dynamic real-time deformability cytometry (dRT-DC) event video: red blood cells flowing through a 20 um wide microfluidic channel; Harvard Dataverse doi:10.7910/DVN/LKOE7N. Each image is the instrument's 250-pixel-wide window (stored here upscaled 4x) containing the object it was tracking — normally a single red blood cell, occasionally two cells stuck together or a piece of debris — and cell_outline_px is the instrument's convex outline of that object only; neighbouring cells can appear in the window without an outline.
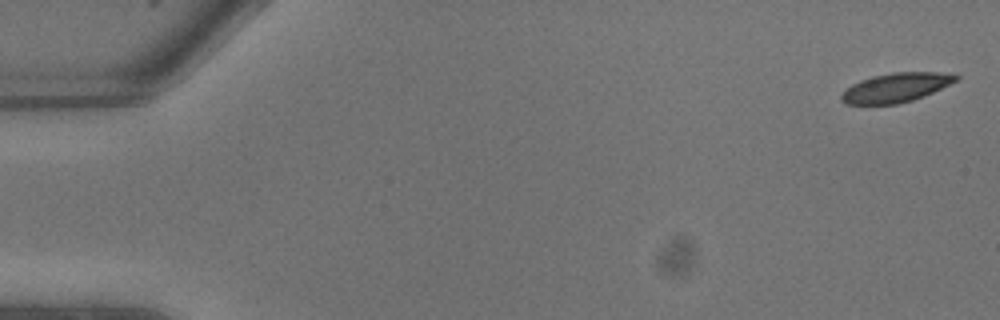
{"species": "common noctule bat (a hibernating species)", "species_latin": "Nyctalus noctula", "temperature_condition": "warm", "stored_images_in_passage": 9, "camera_frame_rate_fps": 3000, "um_per_image_px": 0.085, "animal": {"sex": "male", "body_mass_g": 13.3}, "frame": {"image": 1, "passage_image": 1, "time_ms": 0.0, "image_size_px": [1000, 320], "cell_outline_px": [[960, 80], [924, 96], [912, 100], [896, 104], [844, 104], [840, 100], [840, 96], [852, 84], [860, 80], [872, 76], [892, 72], [936, 72], [960, 76]], "centroid_in_image_um": [76.16, 7.44], "position_along_channel_um": 8.8, "area_um2": 19.48}}
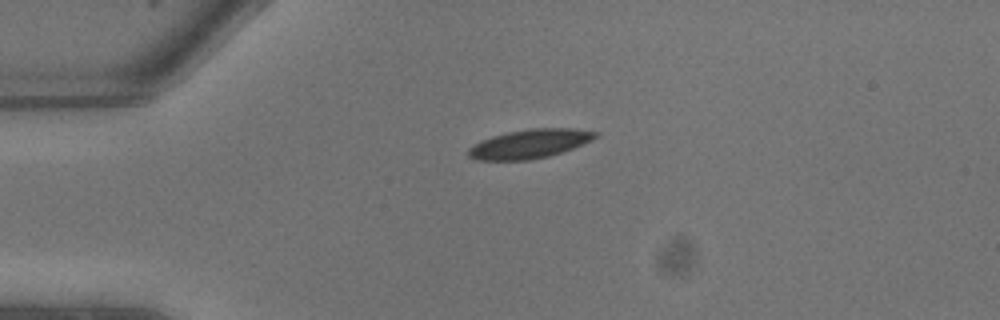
{"frame": {"image": 2, "passage_image": 6, "time_ms": 1.667, "image_size_px": [1000, 320], "cell_outline_px": [[600, 136], [592, 140], [572, 148], [548, 156], [528, 160], [476, 160], [468, 156], [468, 148], [472, 144], [492, 136], [508, 132], [532, 128], [572, 128], [600, 132]], "centroid_in_image_um": [45.02, 12.22], "position_along_channel_um": 40.0, "area_um2": 21.44}}
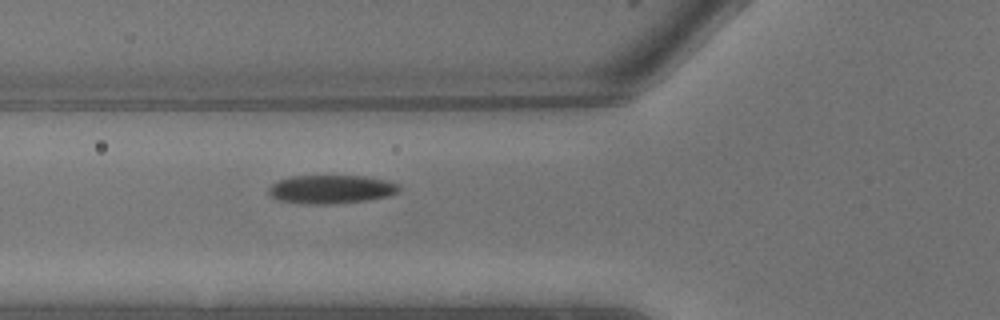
{"frame": {"image": 3, "passage_image": 9, "time_ms": 2.667, "image_size_px": [1000, 320], "cell_outline_px": [[400, 192], [388, 196], [368, 200], [332, 204], [300, 204], [276, 200], [268, 192], [268, 188], [272, 184], [280, 180], [292, 176], [364, 176], [388, 180], [400, 184]], "centroid_in_image_um": [28.17, 16.1], "position_along_channel_um": 97.6, "area_um2": 21.96}}